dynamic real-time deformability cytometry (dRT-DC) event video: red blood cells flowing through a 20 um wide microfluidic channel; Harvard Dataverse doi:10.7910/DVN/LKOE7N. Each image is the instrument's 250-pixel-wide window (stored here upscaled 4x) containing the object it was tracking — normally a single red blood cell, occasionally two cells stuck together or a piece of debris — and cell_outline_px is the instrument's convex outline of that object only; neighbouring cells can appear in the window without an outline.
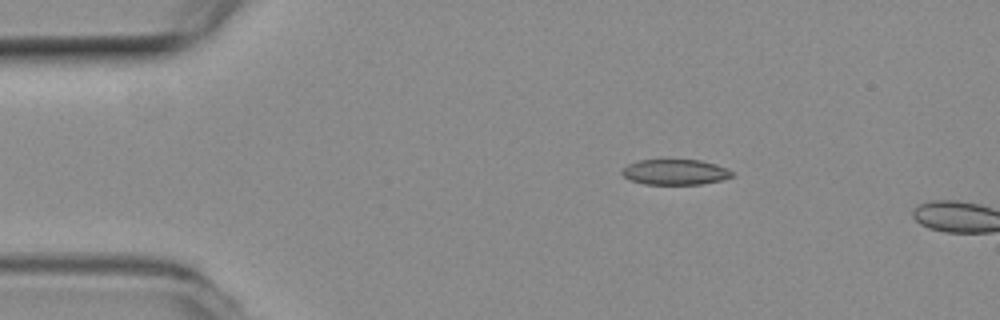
{"species": "common noctule bat (a hibernating species)", "species_latin": "Nyctalus noctula", "temperature_condition": "room temperature", "stored_images_in_passage": 3, "camera_frame_rate_fps": 3000, "um_per_image_px": 0.085, "animal": {"sex": "female", "body_mass_g": 19.3, "forearm_length_mm": 54.1}, "frame": {"image": 1, "passage_image": 2, "time_ms": 0.333, "image_size_px": [1000, 320], "cell_outline_px": [[736, 172], [732, 176], [720, 180], [700, 184], [644, 184], [628, 180], [620, 172], [628, 164], [636, 160], [700, 160], [716, 164], [728, 168]], "centroid_in_image_um": [57.38, 14.62], "position_along_channel_um": 27.6, "area_um2": 16.42}}